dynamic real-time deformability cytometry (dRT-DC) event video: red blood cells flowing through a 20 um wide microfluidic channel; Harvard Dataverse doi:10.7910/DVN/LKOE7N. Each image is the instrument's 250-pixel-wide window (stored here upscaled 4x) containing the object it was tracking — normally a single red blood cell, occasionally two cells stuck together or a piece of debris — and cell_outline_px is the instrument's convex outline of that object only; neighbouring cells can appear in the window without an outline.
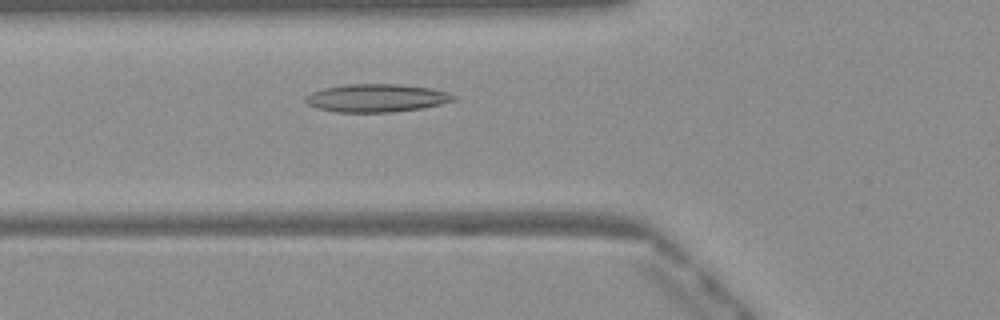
{"species": "Egyptian fruit bat (a non-hibernating species)", "species_latin": "Rousettus aegyptiacus", "temperature_condition": "warm", "stored_images_in_passage": 42, "camera_frame_rate_fps": 3000, "um_per_image_px": 0.085, "frame": {"image": 1, "passage_image": 11, "time_ms": 3.333, "image_size_px": [1000, 320], "cell_outline_px": [[456, 100], [444, 104], [424, 108], [392, 112], [336, 112], [316, 108], [308, 104], [304, 100], [304, 96], [312, 92], [324, 88], [344, 84], [400, 84], [432, 88], [448, 92], [456, 96]], "centroid_in_image_um": [32.03, 8.33], "position_along_channel_um": 93.8, "area_um2": 24.51}}
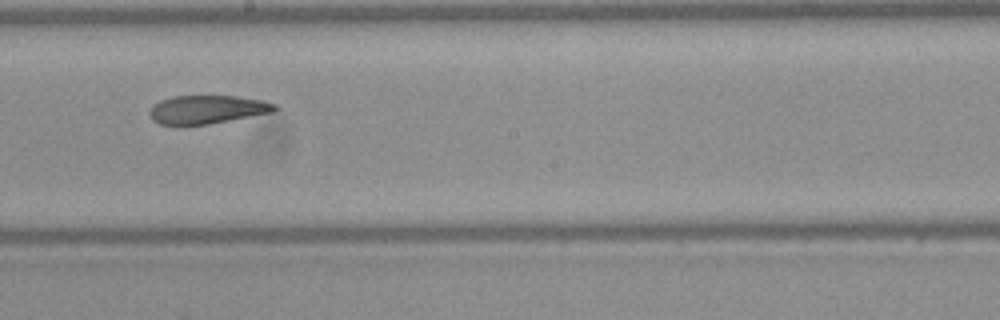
{"frame": {"image": 2, "passage_image": 21, "time_ms": 6.667, "image_size_px": [1000, 320], "cell_outline_px": [[280, 108], [276, 112], [208, 124], [160, 124], [152, 120], [148, 112], [160, 100], [172, 96], [236, 96], [264, 100], [276, 104]], "centroid_in_image_um": [17.69, 9.3], "position_along_channel_um": 230.5, "area_um2": 20.75}}
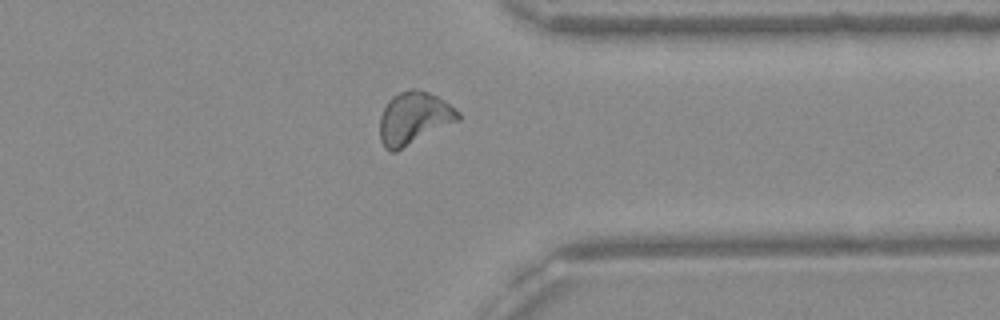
{"frame": {"image": 3, "passage_image": 32, "time_ms": 10.333, "image_size_px": [1000, 320], "cell_outline_px": [[460, 120], [396, 152], [388, 152], [384, 148], [380, 140], [380, 116], [388, 100], [392, 96], [400, 92], [412, 88], [416, 88], [428, 92], [444, 100], [456, 108], [460, 112]], "centroid_in_image_um": [35.18, 10.06], "position_along_channel_um": 376.2, "area_um2": 24.22}, "authors_computed_cell_mechanics": {"area_um2": 22.6865, "velocity_mm_per_s": 4.0836, "shape_relaxation_time_tau1_ms": null, "shape_relaxation_time_tau2_ms": 3.6304, "deformation_change_tau1": null, "deformation_change_tau2": 0.0781}}